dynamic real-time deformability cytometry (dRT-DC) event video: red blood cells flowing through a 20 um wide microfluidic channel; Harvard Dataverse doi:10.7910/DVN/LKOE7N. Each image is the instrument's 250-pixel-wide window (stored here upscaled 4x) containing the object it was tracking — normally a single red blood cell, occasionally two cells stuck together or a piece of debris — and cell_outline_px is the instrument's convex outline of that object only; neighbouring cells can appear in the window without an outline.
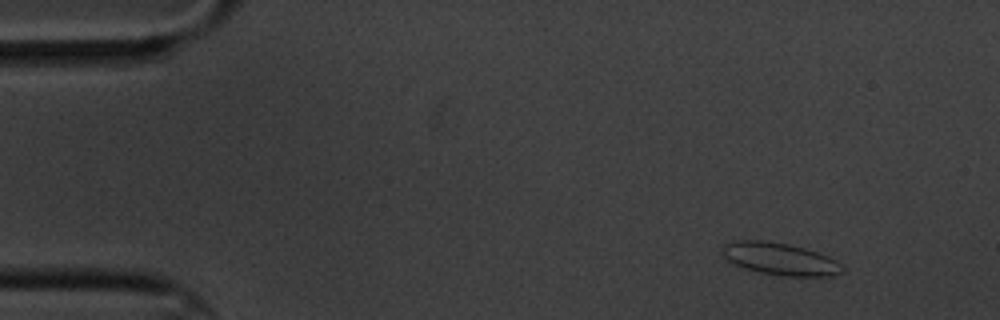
{"species": "common noctule bat (a hibernating species)", "species_latin": "Nyctalus noctula", "temperature_condition": "cold", "stored_images_in_passage": 4, "camera_frame_rate_fps": 3000, "um_per_image_px": 0.085, "animal": {"sex": "male", "body_mass_g": 20.1, "forearm_length_mm": 53.5}, "frame": {"image": 1, "passage_image": 1, "time_ms": 0.0, "image_size_px": [1000, 320], "cell_outline_px": [[844, 272], [832, 276], [788, 276], [760, 272], [744, 268], [728, 260], [724, 256], [724, 244], [736, 240], [760, 240], [788, 244], [804, 248], [828, 256], [836, 260], [844, 268]], "centroid_in_image_um": [66.34, 22.01], "position_along_channel_um": 18.7, "area_um2": 22.25}}
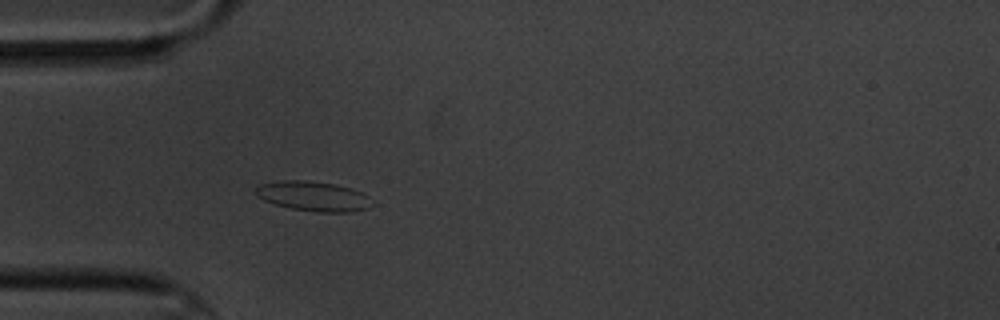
{"frame": {"image": 2, "passage_image": 4, "time_ms": 3.667, "image_size_px": [1000, 320], "cell_outline_px": [[376, 204], [368, 208], [352, 212], [316, 212], [292, 208], [276, 204], [264, 200], [256, 196], [256, 188], [260, 184], [280, 180], [304, 180], [332, 184], [352, 188], [368, 196]], "centroid_in_image_um": [26.67, 16.68], "position_along_channel_um": 58.3, "area_um2": 20.17}}